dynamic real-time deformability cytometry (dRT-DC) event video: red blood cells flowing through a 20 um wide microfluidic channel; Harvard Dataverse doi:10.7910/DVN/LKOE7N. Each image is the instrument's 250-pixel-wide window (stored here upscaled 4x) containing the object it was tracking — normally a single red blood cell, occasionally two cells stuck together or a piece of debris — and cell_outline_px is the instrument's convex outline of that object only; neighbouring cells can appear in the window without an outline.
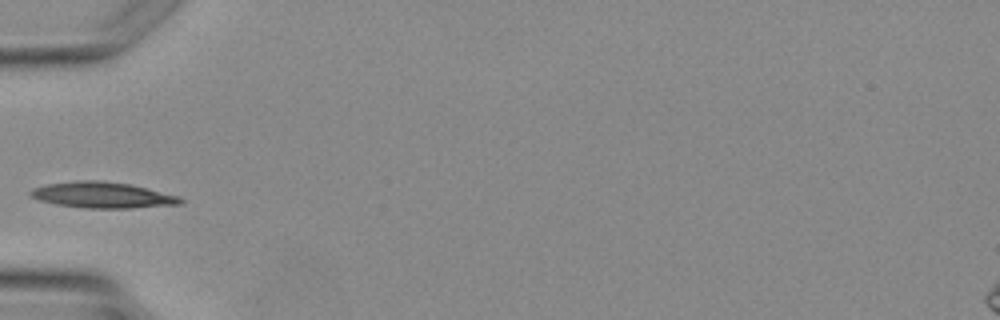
{"species": "Egyptian fruit bat (a non-hibernating species)", "species_latin": "Rousettus aegyptiacus", "temperature_condition": "warm", "stored_images_in_passage": 4, "camera_frame_rate_fps": 3000, "um_per_image_px": 0.085, "animal": {"sex": "female"}, "frame": {"image": 1, "passage_image": 4, "time_ms": 3.667, "image_size_px": [1000, 320], "cell_outline_px": [[184, 204], [128, 208], [84, 208], [56, 204], [40, 200], [28, 196], [28, 192], [32, 188], [48, 184], [76, 180], [100, 180], [132, 184], [180, 196], [184, 200]], "centroid_in_image_um": [8.73, 16.57], "position_along_channel_um": 76.3, "area_um2": 22.95}}